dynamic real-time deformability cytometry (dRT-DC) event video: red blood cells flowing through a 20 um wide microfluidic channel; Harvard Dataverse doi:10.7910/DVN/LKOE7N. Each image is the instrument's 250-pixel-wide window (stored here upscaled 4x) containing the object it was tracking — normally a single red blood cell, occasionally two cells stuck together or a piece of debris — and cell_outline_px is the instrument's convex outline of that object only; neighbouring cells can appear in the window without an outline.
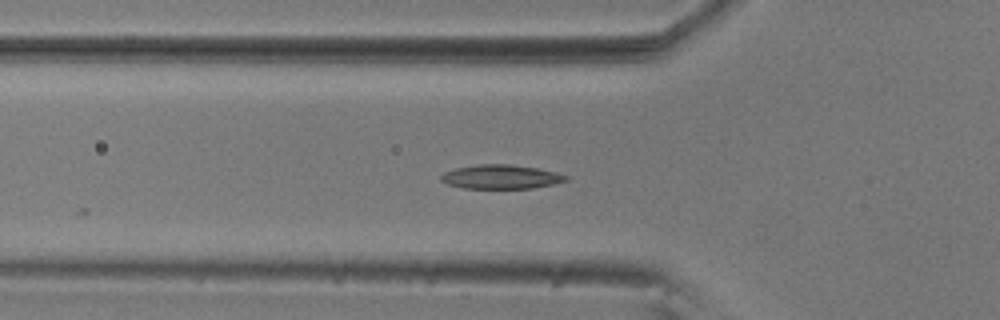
{"species": "common noctule bat (a hibernating species)", "species_latin": "Nyctalus noctula", "temperature_condition": "room temperature", "stored_images_in_passage": 8, "camera_frame_rate_fps": 3000, "um_per_image_px": 0.085, "animal": {"sex": "male", "body_mass_g": 20.5, "forearm_length_mm": 52.5}, "frame": {"image": 1, "passage_image": 2, "time_ms": 0.333, "image_size_px": [1000, 320], "cell_outline_px": [[568, 180], [552, 184], [532, 188], [464, 188], [448, 184], [440, 180], [440, 176], [444, 172], [456, 168], [480, 164], [508, 164], [536, 168], [556, 172], [568, 176]], "centroid_in_image_um": [42.57, 15.03], "position_along_channel_um": 83.2, "area_um2": 17.34}}
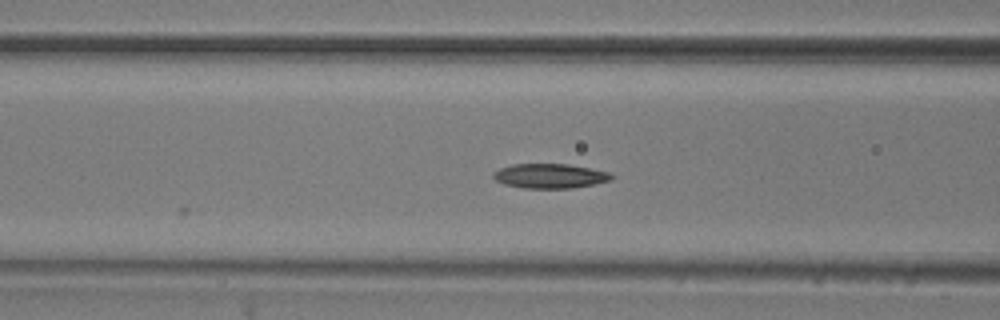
{"frame": {"image": 2, "passage_image": 5, "time_ms": 1.333, "image_size_px": [1000, 320], "cell_outline_px": [[616, 176], [612, 180], [572, 188], [524, 188], [504, 184], [496, 180], [492, 176], [492, 172], [500, 168], [512, 164], [568, 164], [612, 172]], "centroid_in_image_um": [46.77, 14.95], "position_along_channel_um": 119.8, "area_um2": 17.05}}